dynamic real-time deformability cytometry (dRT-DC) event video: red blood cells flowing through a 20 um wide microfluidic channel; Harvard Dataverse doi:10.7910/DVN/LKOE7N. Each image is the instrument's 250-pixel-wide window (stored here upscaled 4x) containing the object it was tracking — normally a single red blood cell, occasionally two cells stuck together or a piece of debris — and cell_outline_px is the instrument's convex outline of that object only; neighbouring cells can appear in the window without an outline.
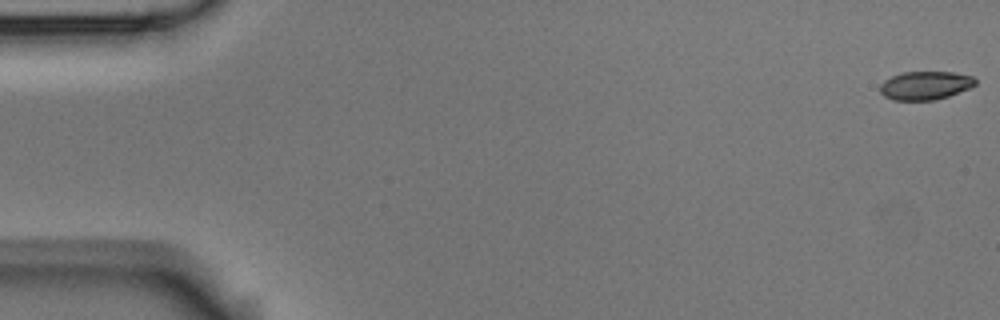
{"species": "Egyptian fruit bat (a non-hibernating species)", "species_latin": "Rousettus aegyptiacus", "temperature_condition": "room temperature", "stored_images_in_passage": 9, "camera_frame_rate_fps": 3000, "um_per_image_px": 0.085, "animal": {"sex": "male"}, "frame": {"image": 1, "passage_image": 1, "time_ms": 0.0, "image_size_px": [1000, 320], "cell_outline_px": [[976, 84], [968, 88], [948, 96], [936, 100], [892, 100], [884, 96], [880, 92], [880, 84], [884, 80], [900, 72], [952, 72], [972, 76], [976, 80]], "centroid_in_image_um": [78.61, 7.26], "position_along_channel_um": 6.4, "area_um2": 15.78}}
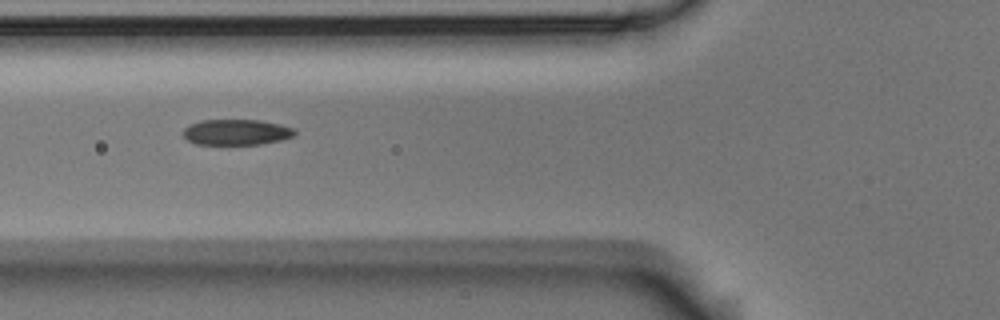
{"frame": {"image": 2, "passage_image": 6, "time_ms": 1.667, "image_size_px": [1000, 320], "cell_outline_px": [[296, 136], [284, 140], [260, 144], [196, 144], [188, 140], [184, 136], [184, 128], [188, 124], [200, 120], [260, 120], [280, 124], [296, 128]], "centroid_in_image_um": [20.15, 11.23], "position_along_channel_um": 105.6, "area_um2": 16.94}}
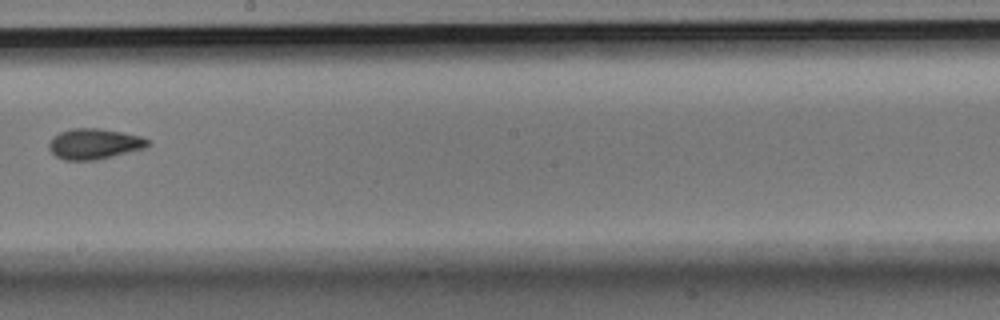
{"frame": {"image": 3, "passage_image": 9, "time_ms": 2.667, "image_size_px": [1000, 320], "cell_outline_px": [[148, 144], [144, 148], [96, 160], [64, 160], [56, 156], [48, 148], [48, 144], [52, 136], [60, 132], [72, 128], [96, 128], [120, 132], [140, 136], [148, 140]], "centroid_in_image_um": [7.95, 12.23], "position_along_channel_um": 240.3, "area_um2": 17.4}}